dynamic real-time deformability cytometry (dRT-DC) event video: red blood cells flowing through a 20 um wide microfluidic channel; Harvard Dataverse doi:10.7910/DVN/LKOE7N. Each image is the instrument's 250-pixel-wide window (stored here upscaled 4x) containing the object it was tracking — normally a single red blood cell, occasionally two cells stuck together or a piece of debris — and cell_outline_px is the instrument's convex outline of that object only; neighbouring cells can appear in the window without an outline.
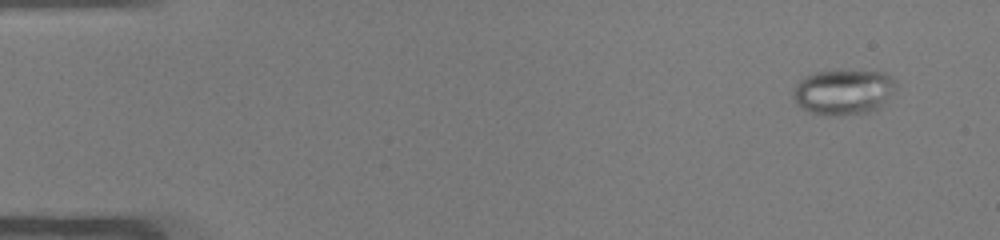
{"species": "common noctule bat (a hibernating species)", "species_latin": "Nyctalus noctula", "temperature_condition": "warm", "stored_images_in_passage": 47, "camera_frame_rate_fps": 3000, "um_per_image_px": 0.085, "animal": {"sex": "male", "body_mass_g": 19.0, "forearm_length_mm": 50.8}, "frame": {"image": 1, "passage_image": 1, "time_ms": 0.0, "image_size_px": [1000, 240], "cell_outline_px": [[900, 84], [876, 108], [868, 112], [840, 116], [828, 116], [808, 112], [800, 108], [796, 104], [792, 96], [792, 88], [804, 76], [816, 72], [884, 72], [892, 76]], "centroid_in_image_um": [71.64, 7.84], "position_along_channel_um": 13.4, "area_um2": 27.11}}
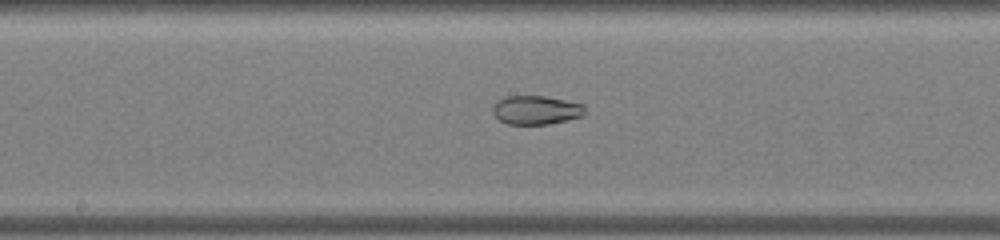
{"frame": {"image": 2, "passage_image": 24, "time_ms": 7.667, "image_size_px": [1000, 240], "cell_outline_px": [[584, 116], [548, 124], [508, 124], [500, 120], [492, 112], [492, 108], [500, 100], [508, 96], [544, 96], [584, 104]], "centroid_in_image_um": [45.59, 9.36], "position_along_channel_um": 202.6, "area_um2": 15.26}}
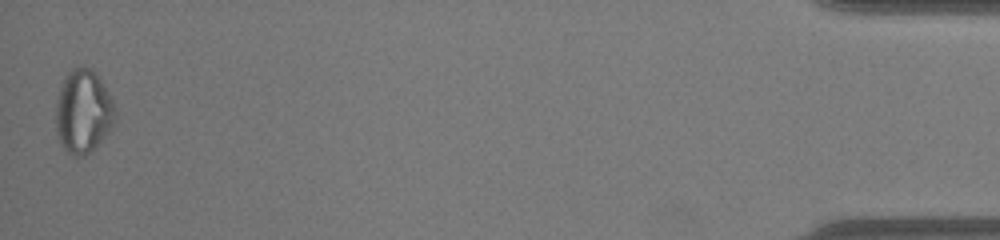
{"frame": {"image": 3, "passage_image": 47, "time_ms": 15.333, "image_size_px": [1000, 240], "cell_outline_px": [[116, 120], [108, 132], [84, 156], [76, 156], [68, 152], [60, 144], [56, 132], [56, 100], [60, 88], [68, 72], [72, 68], [92, 68], [104, 84], [116, 108]], "centroid_in_image_um": [7.07, 9.47], "position_along_channel_um": 428.1, "area_um2": 28.61}, "authors_computed_cell_mechanics": {"area_um2": 22.4842, "velocity_mm_per_s": 4.0818, "shape_relaxation_time_tau1_ms": null, "shape_relaxation_time_tau2_ms": 2.2654, "deformation_change_tau1": null, "deformation_change_tau2": 0.0325}}